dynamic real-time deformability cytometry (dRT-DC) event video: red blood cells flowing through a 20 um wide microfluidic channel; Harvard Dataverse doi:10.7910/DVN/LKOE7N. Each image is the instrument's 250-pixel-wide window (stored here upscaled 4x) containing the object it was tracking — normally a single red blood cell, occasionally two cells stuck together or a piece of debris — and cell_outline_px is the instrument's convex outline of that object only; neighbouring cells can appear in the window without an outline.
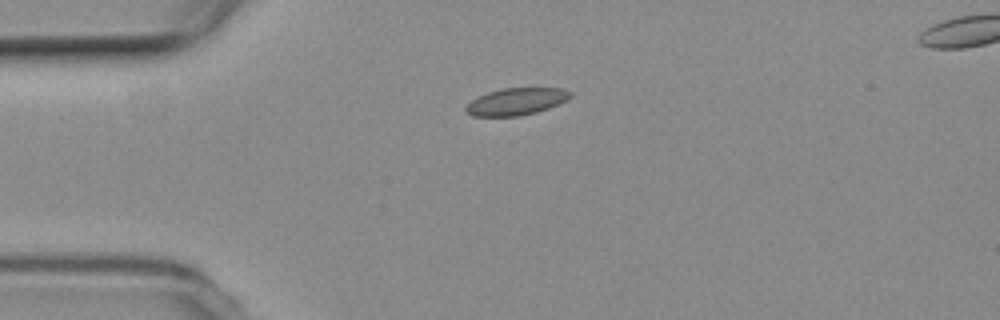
{"species": "common noctule bat (a hibernating species)", "species_latin": "Nyctalus noctula", "temperature_condition": "room temperature", "stored_images_in_passage": 3, "segment_of_instrument_passage": [1, 2], "camera_frame_rate_fps": 3000, "um_per_image_px": 0.085, "animal": {"sex": "female", "body_mass_g": 19.3, "forearm_length_mm": 54.1}, "frame": {"image": 1, "passage_image": 1, "time_ms": 0.0, "image_size_px": [1000, 320], "cell_outline_px": [[572, 96], [568, 100], [548, 108], [536, 112], [520, 116], [472, 116], [464, 112], [464, 108], [472, 100], [488, 92], [500, 88], [564, 88], [572, 92]], "centroid_in_image_um": [43.89, 8.63], "position_along_channel_um": 41.1, "area_um2": 16.59}}